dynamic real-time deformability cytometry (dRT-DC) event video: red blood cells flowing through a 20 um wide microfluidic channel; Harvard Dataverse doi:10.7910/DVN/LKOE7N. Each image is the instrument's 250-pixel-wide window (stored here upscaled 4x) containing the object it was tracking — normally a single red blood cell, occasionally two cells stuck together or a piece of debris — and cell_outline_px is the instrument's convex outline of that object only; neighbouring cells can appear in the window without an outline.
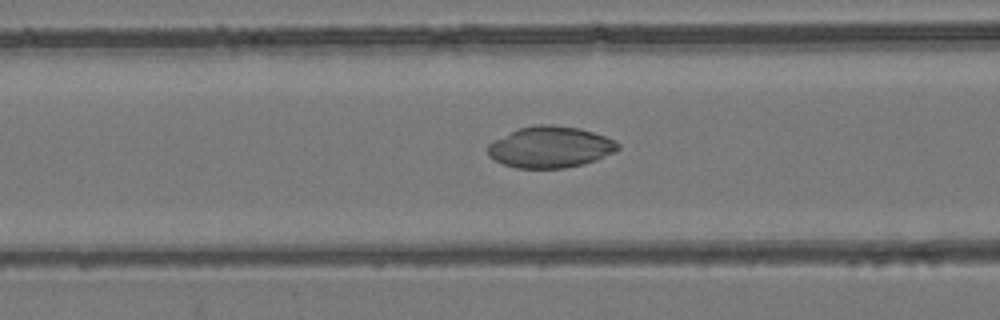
{"species": "common noctule bat (a hibernating species)", "species_latin": "Nyctalus noctula", "temperature_condition": "room temperature", "stored_images_in_passage": 34, "camera_frame_rate_fps": 3000, "um_per_image_px": 0.085, "animal": {"sex": "female", "body_mass_g": 24.6, "forearm_length_mm": 56.2}, "frame": {"image": 1, "passage_image": 22, "time_ms": 7.0, "image_size_px": [1000, 320], "cell_outline_px": [[620, 148], [596, 160], [584, 164], [564, 168], [516, 168], [504, 164], [488, 156], [488, 144], [516, 128], [536, 124], [552, 124], [580, 128], [604, 136], [620, 144]], "centroid_in_image_um": [46.75, 12.49], "position_along_channel_um": 119.9, "area_um2": 31.27}}
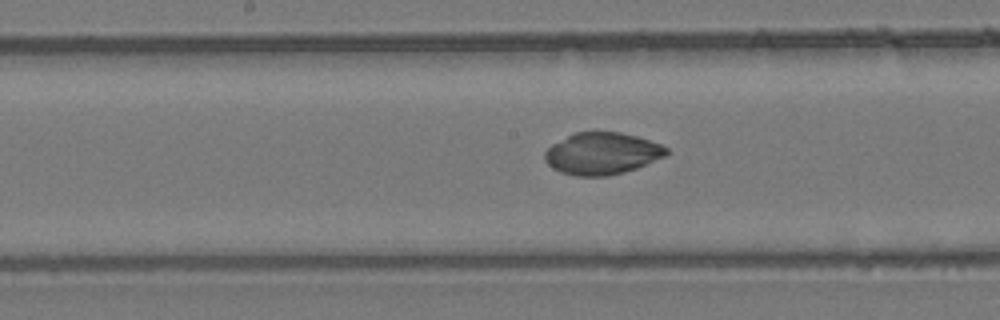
{"frame": {"image": 2, "passage_image": 28, "time_ms": 9.0, "image_size_px": [1000, 320], "cell_outline_px": [[668, 152], [664, 156], [636, 168], [624, 172], [608, 176], [576, 176], [560, 172], [552, 168], [544, 160], [544, 152], [552, 144], [576, 132], [620, 132], [636, 136], [660, 144], [668, 148]], "centroid_in_image_um": [51.14, 13.05], "position_along_channel_um": 197.1, "area_um2": 29.54}}
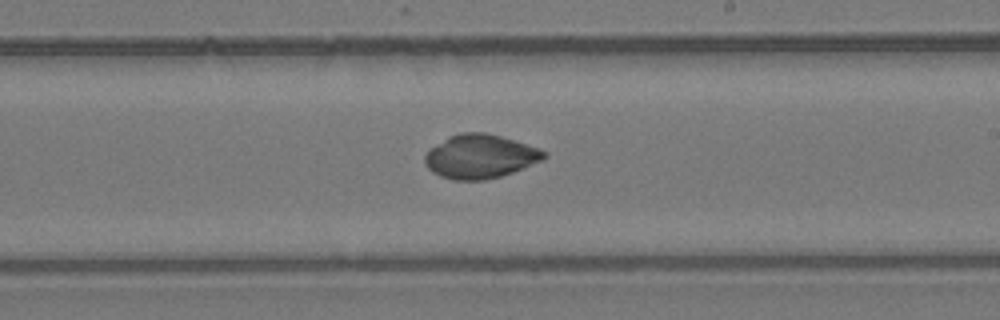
{"frame": {"image": 3, "passage_image": 32, "time_ms": 10.333, "image_size_px": [1000, 320], "cell_outline_px": [[548, 156], [544, 160], [512, 172], [500, 176], [484, 180], [452, 180], [440, 176], [432, 172], [424, 164], [424, 156], [428, 148], [448, 136], [460, 132], [484, 132], [500, 136], [540, 148], [548, 152]], "centroid_in_image_um": [40.79, 13.29], "position_along_channel_um": 248.2, "area_um2": 30.81}}